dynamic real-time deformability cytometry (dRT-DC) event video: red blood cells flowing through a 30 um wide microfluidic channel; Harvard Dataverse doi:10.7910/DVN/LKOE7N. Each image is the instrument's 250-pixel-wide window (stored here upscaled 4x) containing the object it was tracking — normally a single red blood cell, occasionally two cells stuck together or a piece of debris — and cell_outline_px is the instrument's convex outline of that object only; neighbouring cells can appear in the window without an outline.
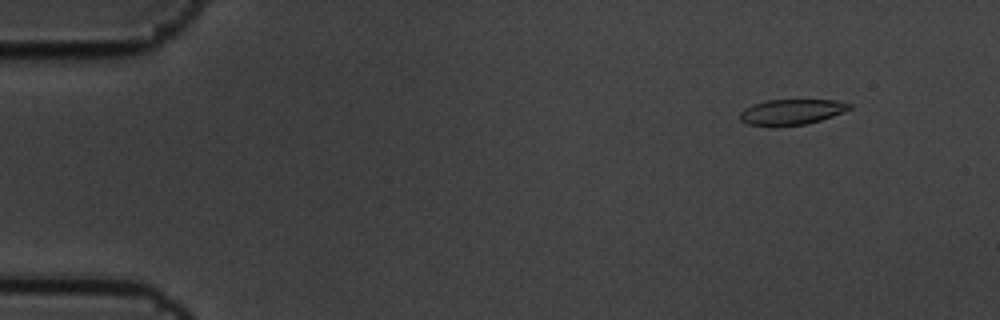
{"species": "common noctule bat (a hibernating species)", "species_latin": "Nyctalus noctula", "temperature_condition": "cold", "stored_images_in_passage": 6, "camera_frame_rate_fps": 3000, "um_per_image_px": 0.085, "animal": {"sex": "male", "body_mass_g": 19.5, "forearm_length_mm": 54.6}, "frame": {"image": 1, "passage_image": 2, "time_ms": 0.333, "image_size_px": [1000, 320], "cell_outline_px": [[852, 108], [832, 116], [820, 120], [804, 124], [748, 124], [740, 120], [740, 112], [744, 108], [752, 104], [768, 100], [836, 100], [852, 104]], "centroid_in_image_um": [67.3, 9.48], "position_along_channel_um": 17.7, "area_um2": 15.72}}
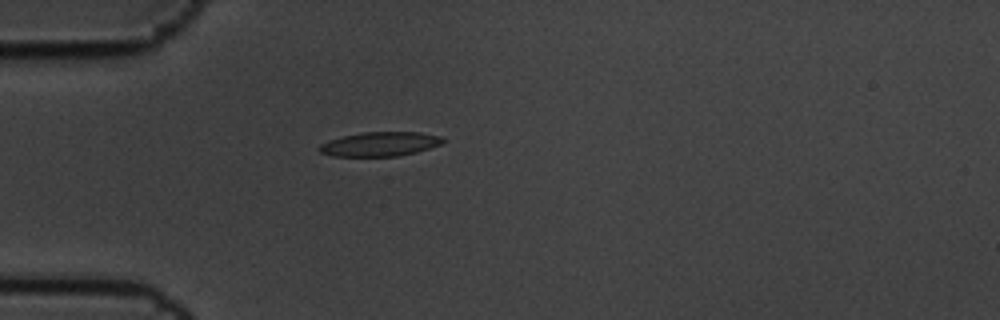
{"frame": {"image": 2, "passage_image": 5, "time_ms": 1.333, "image_size_px": [1000, 320], "cell_outline_px": [[448, 140], [440, 144], [416, 152], [396, 156], [332, 156], [320, 152], [316, 148], [320, 144], [328, 140], [344, 136], [364, 132], [420, 132], [440, 136]], "centroid_in_image_um": [32.28, 12.24], "position_along_channel_um": 52.7, "area_um2": 17.46}}